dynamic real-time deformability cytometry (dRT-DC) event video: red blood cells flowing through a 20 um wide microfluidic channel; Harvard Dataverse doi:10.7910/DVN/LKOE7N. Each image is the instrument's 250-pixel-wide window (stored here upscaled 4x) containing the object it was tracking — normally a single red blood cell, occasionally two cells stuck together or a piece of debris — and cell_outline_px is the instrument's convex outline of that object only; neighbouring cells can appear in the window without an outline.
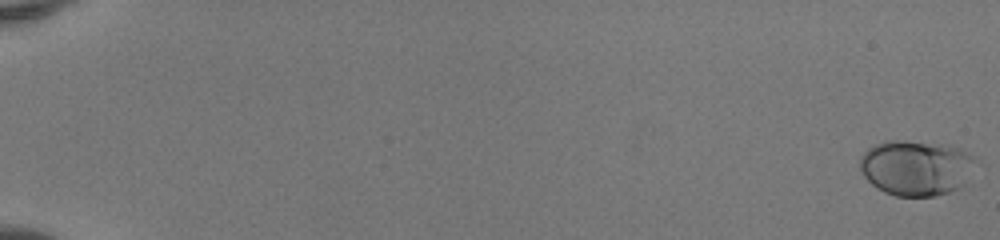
{"species": "human", "species_latin": "Homo sapiens", "temperature_condition": "room temperature", "stored_images_in_passage": 53, "camera_frame_rate_fps": 3000, "um_per_image_px": 0.085, "donor": {"sex": "female"}, "frame": {"image": 1, "passage_image": 1, "time_ms": 0.0, "image_size_px": [1000, 240], "cell_outline_px": [[976, 160], [964, 184], [960, 188], [936, 196], [896, 196], [884, 192], [876, 188], [864, 176], [860, 168], [860, 156], [872, 144], [884, 140], [904, 140], [960, 148], [976, 156]], "centroid_in_image_um": [77.84, 14.26], "position_along_channel_um": 7.2, "area_um2": 37.4}}
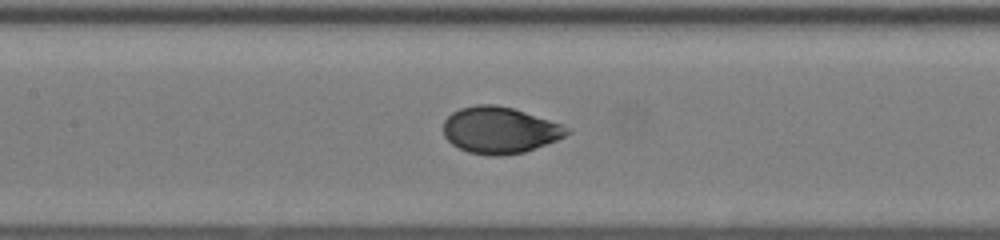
{"frame": {"image": 2, "passage_image": 28, "time_ms": 9.0, "image_size_px": [1000, 240], "cell_outline_px": [[572, 132], [556, 140], [524, 152], [500, 156], [488, 156], [468, 152], [452, 144], [444, 136], [444, 120], [452, 112], [460, 108], [476, 104], [496, 104], [512, 108], [564, 124], [572, 128]], "centroid_in_image_um": [42.5, 11.06], "position_along_channel_um": 164.9, "area_um2": 33.7}}
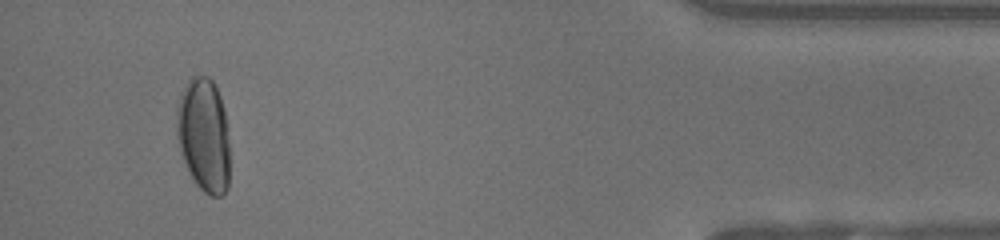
{"frame": {"image": 3, "passage_image": 50, "time_ms": 16.333, "image_size_px": [1000, 240], "cell_outline_px": [[228, 188], [220, 196], [212, 196], [204, 192], [196, 184], [184, 160], [176, 136], [176, 108], [180, 96], [188, 80], [192, 76], [208, 76], [212, 80], [220, 96], [224, 108], [228, 128]], "centroid_in_image_um": [17.32, 11.45], "position_along_channel_um": 417.9, "area_um2": 35.2}, "authors_computed_cell_mechanics": {"area_um2": 33.6974, "velocity_mm_per_s": 4.1479, "shape_relaxation_time_tau1_ms": 4.0915, "shape_relaxation_time_tau2_ms": null, "deformation_change_tau1": 0.1723, "deformation_change_tau2": null}}